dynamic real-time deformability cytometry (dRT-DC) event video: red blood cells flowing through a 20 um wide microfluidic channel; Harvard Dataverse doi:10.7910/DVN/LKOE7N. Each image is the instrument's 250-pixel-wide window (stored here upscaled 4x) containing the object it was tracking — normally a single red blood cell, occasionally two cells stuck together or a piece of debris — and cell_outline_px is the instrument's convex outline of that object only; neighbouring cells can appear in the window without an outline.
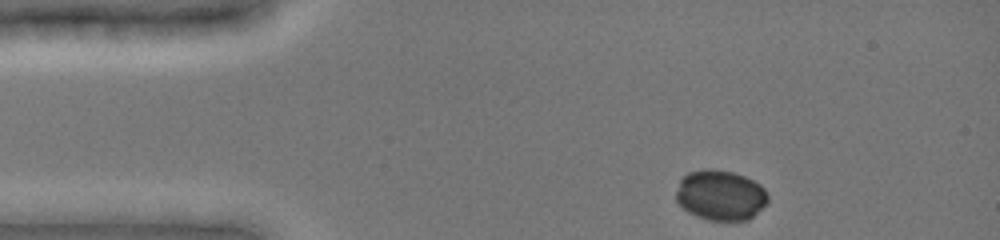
{"species": "common noctule bat (a hibernating species)", "species_latin": "Nyctalus noctula", "temperature_condition": "cold", "stored_images_in_passage": 57, "camera_frame_rate_fps": 3000, "um_per_image_px": 0.085, "animal": {"sex": "female", "body_mass_g": 19.0, "forearm_length_mm": 51.5}, "frame": {"image": 1, "passage_image": 1, "time_ms": 0.0, "image_size_px": [1000, 240], "cell_outline_px": [[768, 200], [748, 220], [708, 220], [696, 216], [688, 212], [676, 200], [676, 192], [680, 180], [688, 172], [704, 168], [712, 168], [732, 172], [744, 176], [760, 184], [764, 188], [768, 196]], "centroid_in_image_um": [61.21, 16.57], "position_along_channel_um": 23.8, "area_um2": 26.76}}
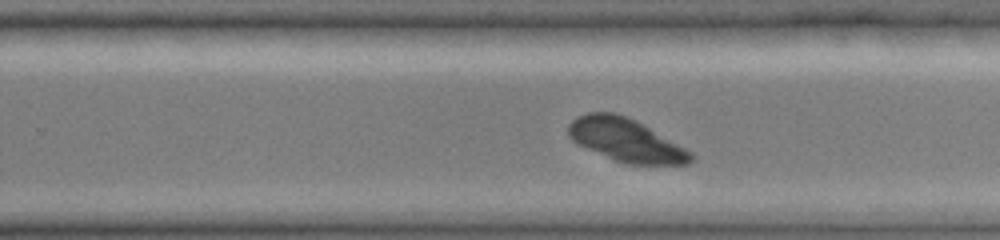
{"frame": {"image": 2, "passage_image": 38, "time_ms": 8.0, "image_size_px": [1000, 240], "cell_outline_px": [[696, 156], [688, 164], [628, 164], [616, 160], [576, 144], [568, 136], [568, 124], [576, 116], [588, 112], [616, 112], [636, 120], [692, 152]], "centroid_in_image_um": [53.18, 11.89], "position_along_channel_um": 276.6, "area_um2": 30.69}}
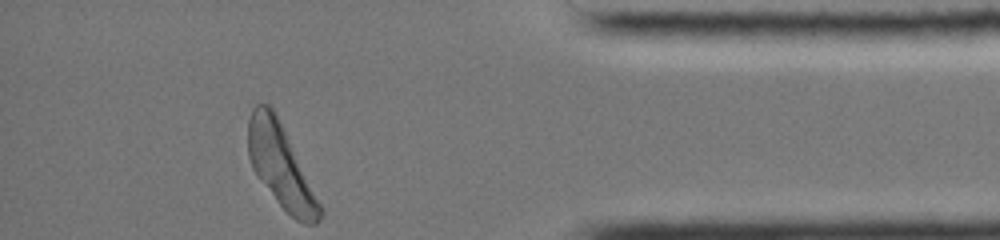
{"frame": {"image": 3, "passage_image": 56, "time_ms": 12.0, "image_size_px": [1000, 240], "cell_outline_px": [[324, 212], [320, 220], [316, 224], [304, 224], [296, 220], [280, 204], [256, 176], [252, 168], [248, 156], [248, 120], [252, 108], [256, 104], [268, 104], [272, 108], [324, 208]], "centroid_in_image_um": [23.87, 14.16], "position_along_channel_um": 411.3, "area_um2": 34.22}}